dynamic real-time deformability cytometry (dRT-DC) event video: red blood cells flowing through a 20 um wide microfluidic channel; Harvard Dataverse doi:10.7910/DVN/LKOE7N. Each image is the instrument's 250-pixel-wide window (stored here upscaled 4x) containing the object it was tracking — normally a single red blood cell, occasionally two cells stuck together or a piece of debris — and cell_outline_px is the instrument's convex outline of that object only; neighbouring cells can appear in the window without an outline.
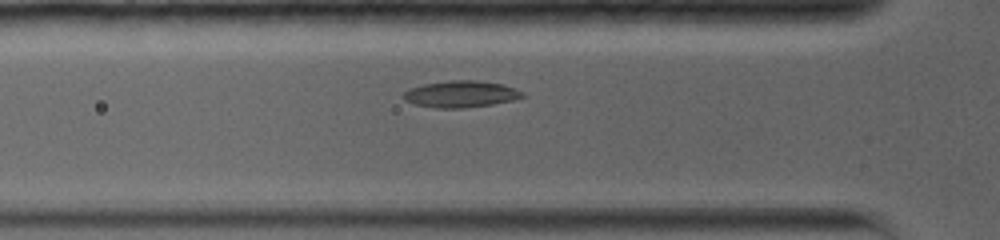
{"species": "common noctule bat (a hibernating species)", "species_latin": "Nyctalus noctula", "temperature_condition": "warm", "stored_images_in_passage": 20, "camera_frame_rate_fps": 5000, "um_per_image_px": 0.085, "animal": {"sex": "female", "body_mass_g": 19.0, "forearm_length_mm": 56.7}, "frame": {"image": 1, "passage_image": 2, "time_ms": 0.4, "image_size_px": [1000, 240], "cell_outline_px": [[528, 96], [512, 100], [492, 104], [464, 108], [436, 108], [416, 104], [404, 100], [404, 92], [408, 88], [424, 84], [448, 80], [476, 80], [500, 84], [524, 92]], "centroid_in_image_um": [39.17, 7.99], "position_along_channel_um": 86.6, "area_um2": 18.38}}
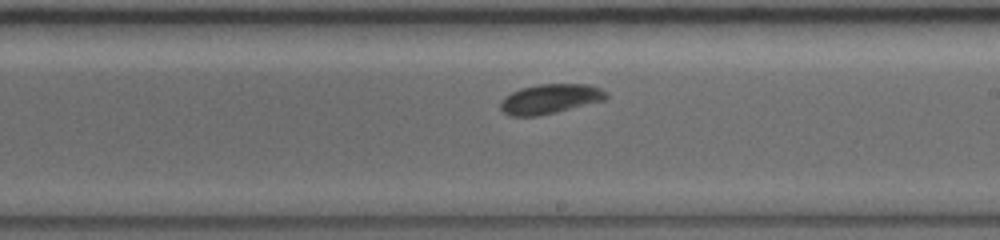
{"frame": {"image": 2, "passage_image": 10, "time_ms": 4.6, "image_size_px": [1000, 240], "cell_outline_px": [[608, 100], [556, 112], [536, 116], [512, 116], [504, 112], [500, 108], [500, 100], [504, 96], [520, 88], [540, 84], [588, 84], [600, 88], [608, 92]], "centroid_in_image_um": [46.79, 8.4], "position_along_channel_um": 242.2, "area_um2": 18.5}}
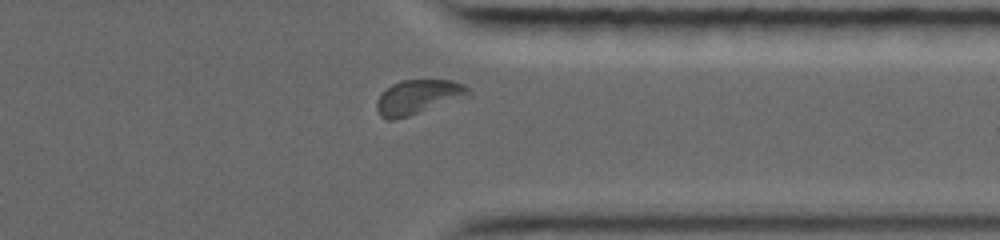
{"frame": {"image": 3, "passage_image": 17, "time_ms": 8.2, "image_size_px": [1000, 240], "cell_outline_px": [[472, 92], [468, 96], [408, 116], [392, 120], [384, 120], [380, 116], [376, 108], [376, 100], [392, 84], [400, 80], [452, 80], [464, 84]], "centroid_in_image_um": [35.53, 8.24], "position_along_channel_um": 375.9, "area_um2": 18.26}}